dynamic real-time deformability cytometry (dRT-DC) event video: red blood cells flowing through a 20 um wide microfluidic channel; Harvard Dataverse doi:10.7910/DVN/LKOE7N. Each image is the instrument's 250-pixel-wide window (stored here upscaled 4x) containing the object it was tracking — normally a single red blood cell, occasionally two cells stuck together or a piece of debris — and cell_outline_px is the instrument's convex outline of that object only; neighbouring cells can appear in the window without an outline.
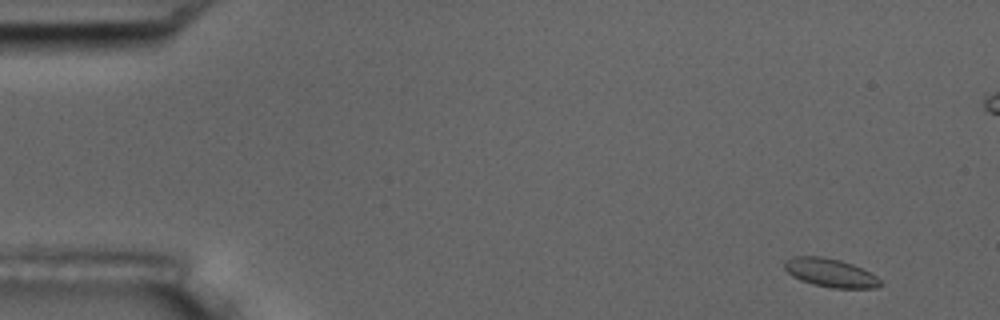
{"species": "common noctule bat (a hibernating species)", "species_latin": "Nyctalus noctula", "temperature_condition": "room temperature", "stored_images_in_passage": 8, "camera_frame_rate_fps": 3000, "um_per_image_px": 0.085, "animal": {"sex": "male", "body_mass_g": 17.5, "forearm_length_mm": 52.3}, "frame": {"image": 1, "passage_image": 1, "time_ms": 0.0, "image_size_px": [1000, 320], "cell_outline_px": [[884, 284], [876, 288], [832, 288], [812, 284], [800, 280], [792, 276], [784, 268], [784, 260], [792, 256], [824, 256], [840, 260], [852, 264], [876, 276]], "centroid_in_image_um": [70.55, 23.18], "position_along_channel_um": 14.4, "area_um2": 16.01}}
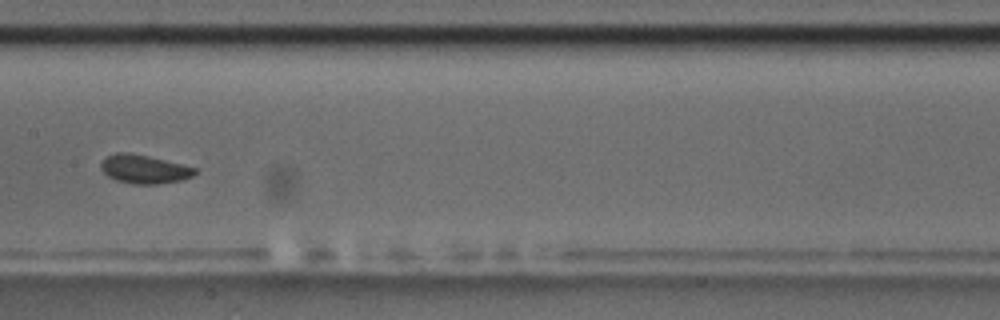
{"frame": {"image": 2, "passage_image": 8, "time_ms": 8.333, "image_size_px": [1000, 320], "cell_outline_px": [[196, 172], [192, 176], [184, 180], [156, 184], [132, 184], [116, 180], [108, 176], [100, 168], [100, 164], [104, 156], [116, 152], [128, 152], [148, 156], [196, 168]], "centroid_in_image_um": [12.21, 14.37], "position_along_channel_um": 195.2, "area_um2": 15.72}}